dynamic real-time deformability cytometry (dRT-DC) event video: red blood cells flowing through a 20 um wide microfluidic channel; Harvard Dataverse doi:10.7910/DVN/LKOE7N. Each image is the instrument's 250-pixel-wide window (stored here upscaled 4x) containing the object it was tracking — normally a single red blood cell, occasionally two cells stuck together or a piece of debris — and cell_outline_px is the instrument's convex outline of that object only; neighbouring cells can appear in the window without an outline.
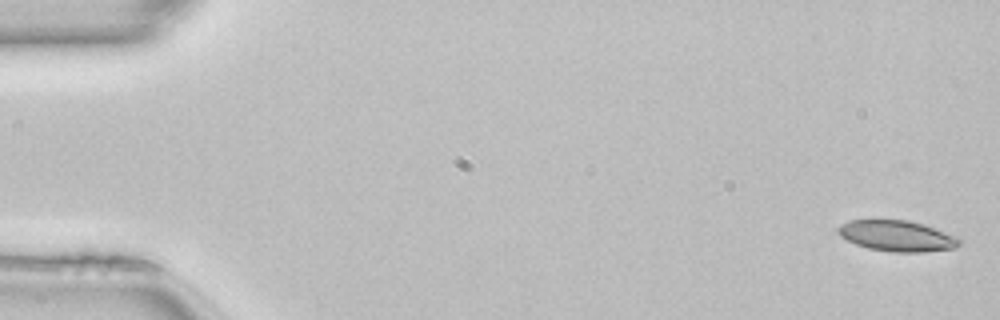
{"species": "common noctule bat (a hibernating species)", "species_latin": "Nyctalus noctula", "temperature_condition": "room temperature", "stored_images_in_passage": 50, "camera_frame_rate_fps": 3000, "um_per_image_px": 0.085, "animal": {"sex": "female", "body_mass_g": 22.7, "forearm_length_mm": 54.2}, "frame": {"image": 1, "passage_image": 1, "time_ms": 0.0, "image_size_px": [1000, 320], "cell_outline_px": [[964, 240], [956, 248], [924, 252], [892, 252], [868, 248], [856, 244], [840, 236], [836, 232], [836, 228], [840, 224], [848, 220], [908, 220], [924, 224], [956, 236]], "centroid_in_image_um": [76.25, 20.05], "position_along_channel_um": 8.7, "area_um2": 22.02}}
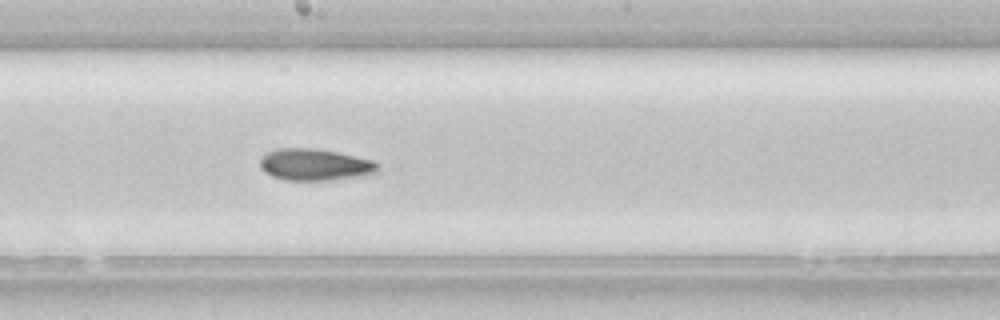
{"frame": {"image": 2, "passage_image": 27, "time_ms": 8.667, "image_size_px": [1000, 320], "cell_outline_px": [[380, 168], [376, 172], [364, 176], [328, 180], [284, 180], [272, 176], [264, 172], [260, 168], [260, 156], [276, 148], [312, 148], [336, 152], [372, 160], [380, 164]], "centroid_in_image_um": [26.75, 14.0], "position_along_channel_um": 221.5, "area_um2": 21.91}}
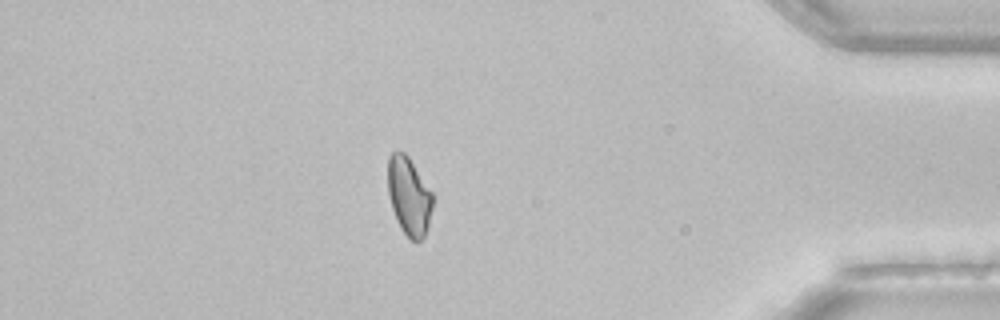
{"frame": {"image": 3, "passage_image": 43, "time_ms": 14.0, "image_size_px": [1000, 320], "cell_outline_px": [[432, 208], [428, 228], [424, 236], [416, 244], [400, 228], [396, 220], [388, 196], [388, 156], [396, 148], [404, 152], [408, 156], [432, 192]], "centroid_in_image_um": [34.75, 16.66], "position_along_channel_um": 400.5, "area_um2": 20.58}, "authors_computed_cell_mechanics": {"area_um2": 21.9351, "velocity_mm_per_s": 4.1147, "shape_relaxation_time_tau1_ms": 7.3831, "shape_relaxation_time_tau2_ms": 5.2828, "deformation_change_tau1": 0.135, "deformation_change_tau2": 0.095}}